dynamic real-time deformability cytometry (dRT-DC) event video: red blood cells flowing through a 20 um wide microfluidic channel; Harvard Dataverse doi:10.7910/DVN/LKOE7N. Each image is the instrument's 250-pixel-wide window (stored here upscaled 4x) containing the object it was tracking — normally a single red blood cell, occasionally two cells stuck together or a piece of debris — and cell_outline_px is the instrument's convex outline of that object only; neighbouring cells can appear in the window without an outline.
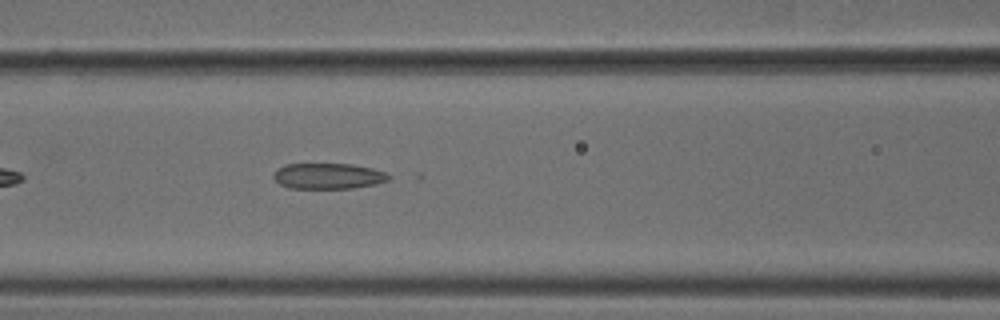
{"species": "common noctule bat (a hibernating species)", "species_latin": "Nyctalus noctula", "temperature_condition": "cold", "stored_images_in_passage": 39, "camera_frame_rate_fps": 3000, "um_per_image_px": 0.085, "animal": {"sex": "male", "body_mass_g": 18.8}, "frame": {"image": 1, "passage_image": 9, "time_ms": 2.667, "image_size_px": [1000, 320], "cell_outline_px": [[392, 176], [388, 180], [376, 184], [352, 188], [288, 188], [280, 184], [272, 176], [272, 172], [276, 168], [284, 164], [352, 164], [372, 168], [384, 172]], "centroid_in_image_um": [27.86, 14.96], "position_along_channel_um": 138.7, "area_um2": 17.4}}
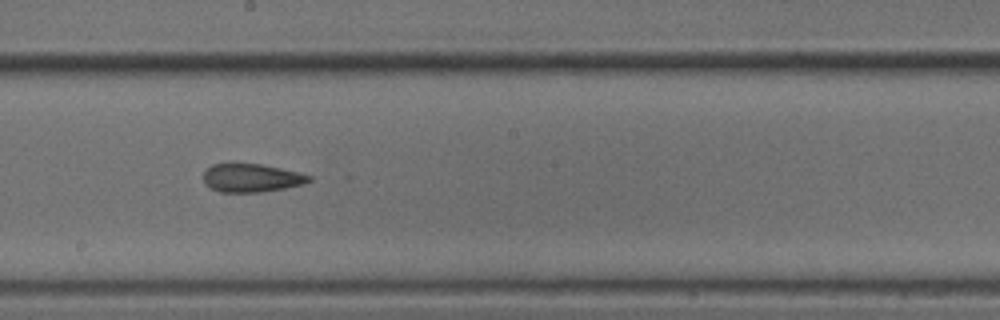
{"frame": {"image": 2, "passage_image": 16, "time_ms": 5.0, "image_size_px": [1000, 320], "cell_outline_px": [[312, 180], [304, 184], [284, 188], [260, 192], [220, 192], [204, 184], [204, 172], [212, 164], [260, 164], [280, 168], [312, 176]], "centroid_in_image_um": [21.37, 15.13], "position_along_channel_um": 226.8, "area_um2": 17.22}}
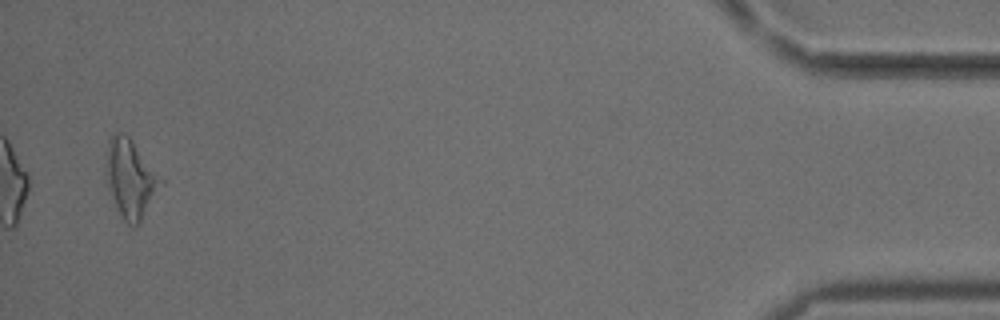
{"frame": {"image": 3, "passage_image": 38, "time_ms": 12.333, "image_size_px": [1000, 320], "cell_outline_px": [[164, 180], [136, 228], [132, 228], [124, 220], [116, 204], [108, 184], [104, 172], [104, 156], [108, 140], [112, 132], [120, 132], [128, 136], [132, 140]], "centroid_in_image_um": [11.05, 15.12], "position_along_channel_um": 424.1, "area_um2": 24.85}, "authors_computed_cell_mechanics": {"area_um2": 18.207, "velocity_mm_per_s": 3.7766, "shape_relaxation_time_tau1_ms": null, "shape_relaxation_time_tau2_ms": 4.5239, "deformation_change_tau1": null, "deformation_change_tau2": 0.1312}}